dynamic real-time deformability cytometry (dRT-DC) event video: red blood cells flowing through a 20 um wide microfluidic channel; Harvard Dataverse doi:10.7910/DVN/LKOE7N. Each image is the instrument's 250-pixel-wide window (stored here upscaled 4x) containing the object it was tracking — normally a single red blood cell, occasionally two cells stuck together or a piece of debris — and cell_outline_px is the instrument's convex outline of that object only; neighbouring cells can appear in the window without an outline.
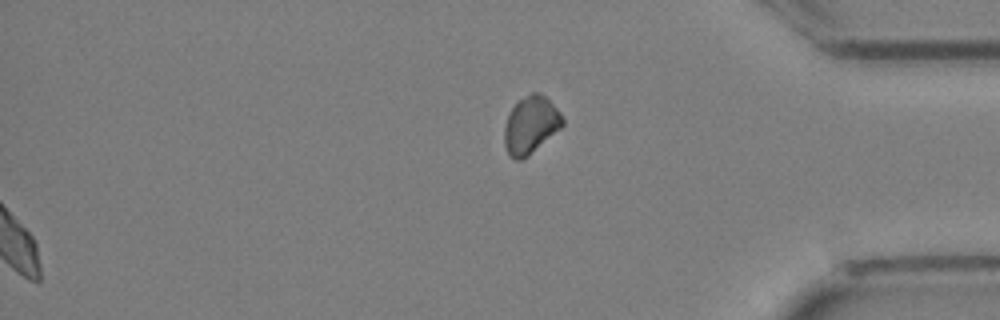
{"species": "Egyptian fruit bat (a non-hibernating species)", "species_latin": "Rousettus aegyptiacus", "temperature_condition": "cold", "stored_images_in_passage": 35, "segment_of_instrument_passage": [2, 2], "camera_frame_rate_fps": 3000, "um_per_image_px": 0.085, "animal": {"sex": "female"}, "frame": {"image": 1, "passage_image": 35, "time_ms": 11.333, "image_size_px": [1000, 320], "cell_outline_px": [[564, 124], [560, 128], [528, 156], [520, 160], [516, 160], [508, 156], [504, 144], [504, 124], [508, 112], [524, 96], [532, 92], [540, 92], [560, 112], [564, 120]], "centroid_in_image_um": [45.07, 10.63], "position_along_channel_um": 390.1, "area_um2": 19.42}}